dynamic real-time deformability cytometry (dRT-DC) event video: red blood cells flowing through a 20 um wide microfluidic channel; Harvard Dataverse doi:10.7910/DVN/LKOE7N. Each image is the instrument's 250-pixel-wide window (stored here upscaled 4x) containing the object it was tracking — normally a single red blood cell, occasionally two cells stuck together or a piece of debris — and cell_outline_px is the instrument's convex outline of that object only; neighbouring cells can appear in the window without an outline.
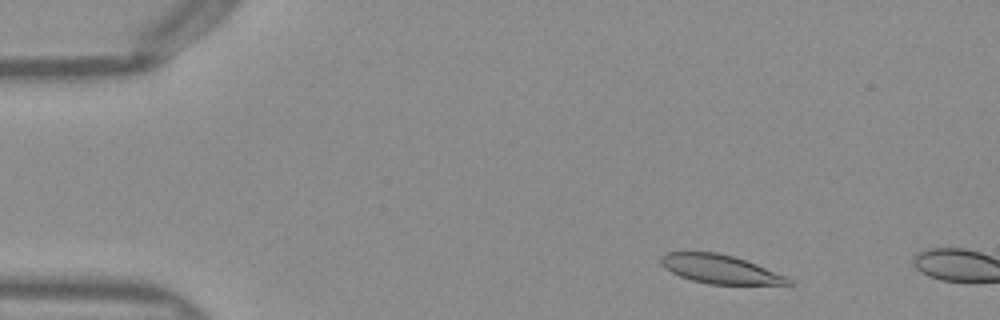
{"species": "Egyptian fruit bat (a non-hibernating species)", "species_latin": "Rousettus aegyptiacus", "temperature_condition": "warm", "stored_images_in_passage": 6, "camera_frame_rate_fps": 3000, "um_per_image_px": 0.085, "frame": {"image": 1, "passage_image": 4, "time_ms": 1.0, "image_size_px": [1000, 320], "cell_outline_px": [[796, 284], [708, 284], [692, 280], [680, 276], [664, 268], [660, 264], [660, 256], [668, 252], [716, 252], [732, 256], [756, 264], [784, 276], [792, 280]], "centroid_in_image_um": [61.15, 22.88], "position_along_channel_um": 23.9, "area_um2": 21.04}}